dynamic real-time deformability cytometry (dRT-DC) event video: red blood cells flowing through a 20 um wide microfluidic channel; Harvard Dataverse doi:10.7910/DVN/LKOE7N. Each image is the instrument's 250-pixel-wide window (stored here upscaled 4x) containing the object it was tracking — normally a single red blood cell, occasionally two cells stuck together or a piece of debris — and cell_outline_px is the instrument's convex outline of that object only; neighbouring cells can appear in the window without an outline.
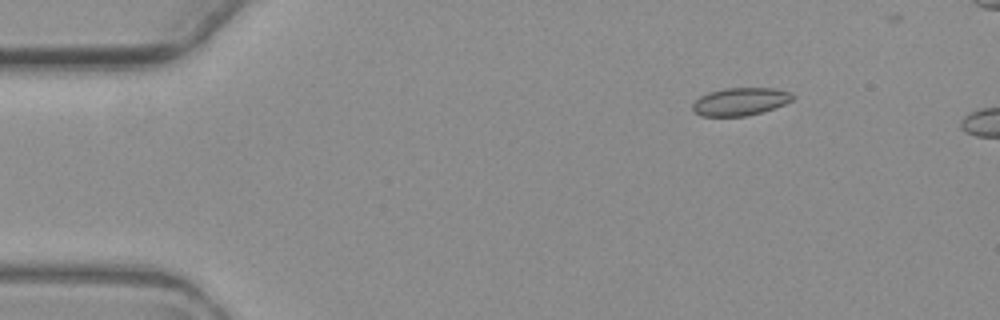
{"species": "common noctule bat (a hibernating species)", "species_latin": "Nyctalus noctula", "temperature_condition": "warm", "stored_images_in_passage": 3, "camera_frame_rate_fps": 3000, "um_per_image_px": 0.085, "animal": {"sex": "female", "body_mass_g": 19.3, "forearm_length_mm": 54.1}, "frame": {"image": 1, "passage_image": 1, "time_ms": 0.0, "image_size_px": [1000, 320], "cell_outline_px": [[796, 96], [792, 100], [784, 104], [760, 112], [744, 116], [700, 116], [692, 108], [692, 104], [700, 96], [708, 92], [724, 88], [772, 88], [788, 92]], "centroid_in_image_um": [62.89, 8.63], "position_along_channel_um": 22.1, "area_um2": 16.01}}